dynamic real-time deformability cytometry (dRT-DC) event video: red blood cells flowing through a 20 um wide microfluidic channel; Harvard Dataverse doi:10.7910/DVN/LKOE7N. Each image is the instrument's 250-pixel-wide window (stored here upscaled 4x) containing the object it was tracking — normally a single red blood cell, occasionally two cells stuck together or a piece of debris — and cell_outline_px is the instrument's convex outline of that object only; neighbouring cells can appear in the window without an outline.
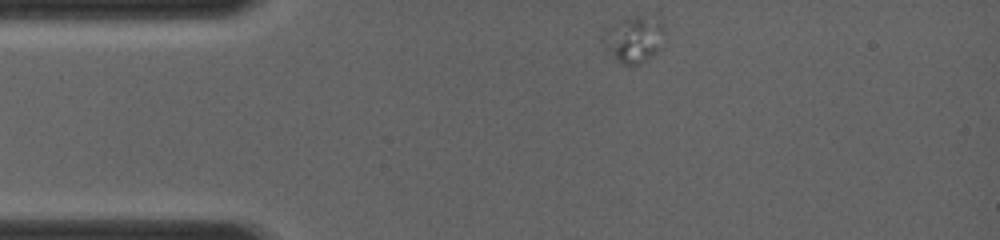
{"species": "common noctule bat (a hibernating species)", "species_latin": "Nyctalus noctula", "temperature_condition": "room temperature", "stored_images_in_passage": 35, "camera_frame_rate_fps": 4000, "um_per_image_px": 0.085, "animal": {"sex": "female", "body_mass_g": 19.0, "forearm_length_mm": 56.7}, "frame": {"image": 1, "passage_image": 1, "time_ms": 0.0, "image_size_px": [1000, 240], "cell_outline_px": [[668, 28], [656, 52], [652, 56], [632, 68], [628, 68], [620, 64], [604, 48], [600, 36], [604, 28], [608, 24], [644, 12], [660, 12]], "centroid_in_image_um": [53.93, 3.23], "position_along_channel_um": 31.1, "area_um2": 18.55}}
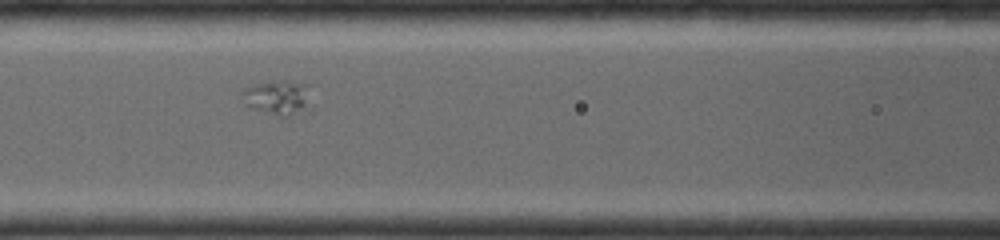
{"frame": {"image": 2, "passage_image": 11, "time_ms": 3.5, "image_size_px": [1000, 240], "cell_outline_px": [[316, 108], [304, 116], [280, 116], [252, 108], [244, 104], [240, 96], [240, 92], [244, 88], [252, 84], [276, 80], [280, 80], [308, 84]], "centroid_in_image_um": [23.75, 8.33], "position_along_channel_um": 142.8, "area_um2": 15.26}}
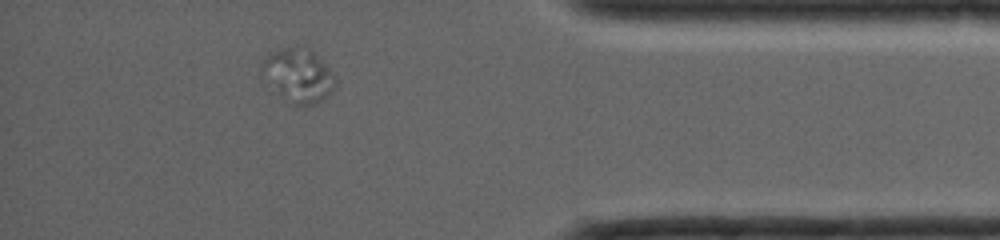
{"frame": {"image": 3, "passage_image": 30, "time_ms": 10.0, "image_size_px": [1000, 240], "cell_outline_px": [[336, 88], [324, 100], [316, 104], [304, 108], [272, 92], [260, 80], [260, 64], [264, 56], [268, 52], [280, 48], [296, 44], [308, 44], [316, 52], [336, 76]], "centroid_in_image_um": [25.3, 6.37], "position_along_channel_um": 409.9, "area_um2": 25.03}}